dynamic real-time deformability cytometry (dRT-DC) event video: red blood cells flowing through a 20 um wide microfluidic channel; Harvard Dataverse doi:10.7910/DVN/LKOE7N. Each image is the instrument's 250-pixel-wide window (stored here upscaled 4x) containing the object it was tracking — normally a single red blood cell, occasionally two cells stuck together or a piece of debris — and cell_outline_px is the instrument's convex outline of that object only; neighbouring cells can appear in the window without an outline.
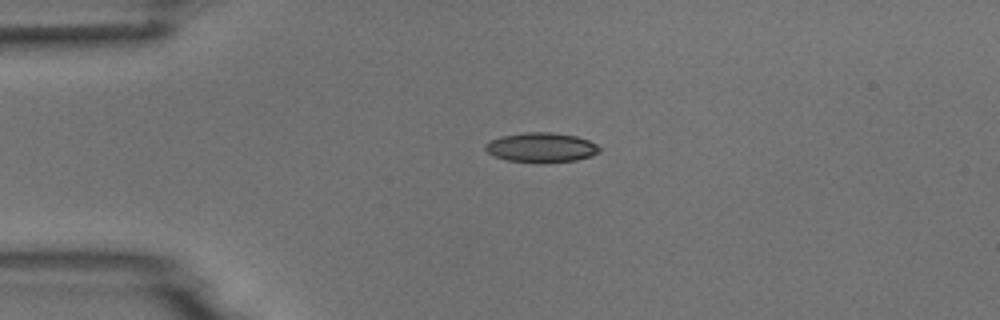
{"species": "common noctule bat (a hibernating species)", "species_latin": "Nyctalus noctula", "temperature_condition": "room temperature", "stored_images_in_passage": 2, "camera_frame_rate_fps": 3000, "um_per_image_px": 0.085, "animal": {"sex": "male", "body_mass_g": 18.8}, "frame": {"image": 1, "passage_image": 1, "time_ms": 0.0, "image_size_px": [1000, 320], "cell_outline_px": [[600, 152], [592, 156], [576, 160], [544, 164], [508, 160], [496, 156], [488, 152], [484, 148], [484, 144], [500, 136], [528, 132], [552, 132], [576, 136], [588, 140], [596, 144], [600, 148]], "centroid_in_image_um": [46.03, 12.55], "position_along_channel_um": 39.0, "area_um2": 19.88}}